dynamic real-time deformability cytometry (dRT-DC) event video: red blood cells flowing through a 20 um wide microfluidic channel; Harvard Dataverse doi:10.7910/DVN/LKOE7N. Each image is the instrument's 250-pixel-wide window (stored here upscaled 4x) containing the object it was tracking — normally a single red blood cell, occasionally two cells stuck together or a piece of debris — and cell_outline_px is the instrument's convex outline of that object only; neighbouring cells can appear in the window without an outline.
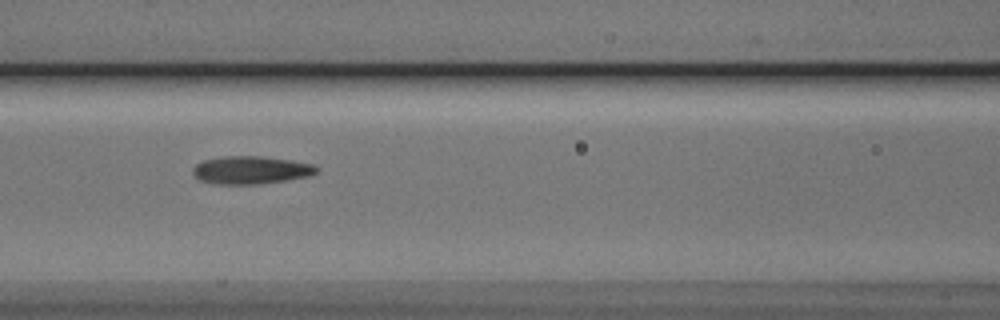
{"species": "Egyptian fruit bat (a non-hibernating species)", "species_latin": "Rousettus aegyptiacus", "temperature_condition": "cold", "stored_images_in_passage": 8, "camera_frame_rate_fps": 3000, "um_per_image_px": 0.085, "animal": {"sex": "male"}, "frame": {"image": 1, "passage_image": 7, "time_ms": 2.0, "image_size_px": [1000, 320], "cell_outline_px": [[320, 168], [316, 172], [308, 176], [260, 184], [216, 184], [200, 180], [192, 172], [192, 168], [196, 164], [204, 160], [224, 156], [264, 156], [292, 160], [316, 164]], "centroid_in_image_um": [21.35, 14.44], "position_along_channel_um": 145.2, "area_um2": 20.17}}
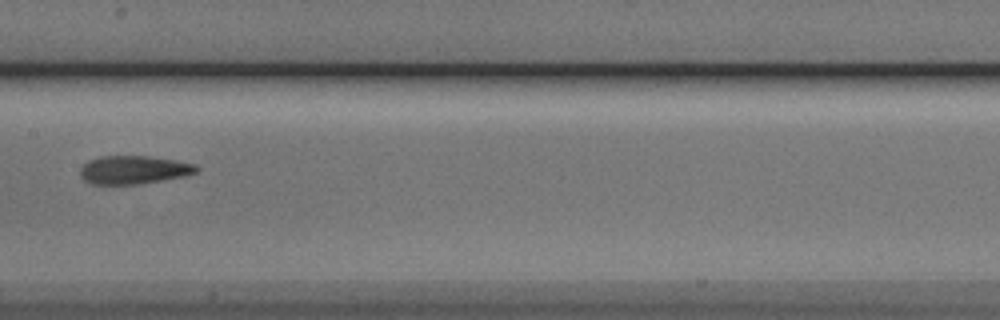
{"frame": {"image": 2, "passage_image": 8, "time_ms": 2.333, "image_size_px": [1000, 320], "cell_outline_px": [[200, 168], [196, 172], [184, 176], [140, 184], [92, 184], [84, 180], [80, 176], [80, 168], [88, 160], [100, 156], [148, 156], [176, 160], [196, 164]], "centroid_in_image_um": [11.36, 14.43], "position_along_channel_um": 196.0, "area_um2": 19.25}}